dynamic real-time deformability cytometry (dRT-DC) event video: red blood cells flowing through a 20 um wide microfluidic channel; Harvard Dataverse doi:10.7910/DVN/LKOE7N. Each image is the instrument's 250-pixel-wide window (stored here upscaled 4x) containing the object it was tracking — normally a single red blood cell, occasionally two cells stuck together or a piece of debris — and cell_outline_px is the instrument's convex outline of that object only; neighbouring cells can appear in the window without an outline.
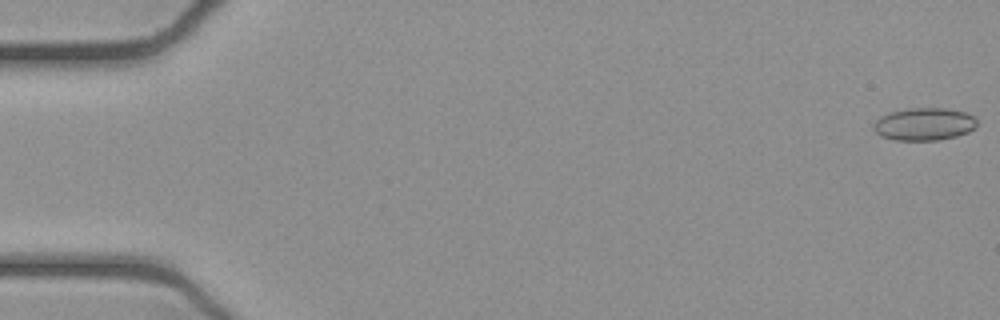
{"species": "common noctule bat (a hibernating species)", "species_latin": "Nyctalus noctula", "temperature_condition": "cold", "stored_images_in_passage": 52, "camera_frame_rate_fps": 3000, "um_per_image_px": 0.085, "animal": {"sex": "female", "body_mass_g": 21.9}, "frame": {"image": 1, "passage_image": 1, "time_ms": 0.0, "image_size_px": [1000, 320], "cell_outline_px": [[976, 128], [968, 132], [956, 136], [936, 140], [896, 140], [880, 136], [872, 128], [872, 124], [880, 116], [892, 112], [912, 108], [944, 108], [968, 112], [976, 116]], "centroid_in_image_um": [78.57, 10.55], "position_along_channel_um": 6.4, "area_um2": 19.77}}
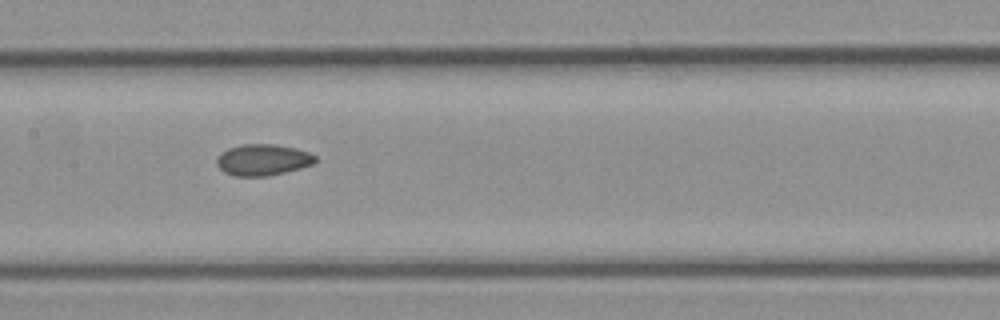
{"frame": {"image": 2, "passage_image": 26, "time_ms": 8.333, "image_size_px": [1000, 320], "cell_outline_px": [[316, 164], [268, 176], [232, 176], [224, 172], [216, 164], [216, 160], [220, 152], [228, 148], [244, 144], [272, 144], [296, 148], [308, 152], [316, 156]], "centroid_in_image_um": [22.33, 13.59], "position_along_channel_um": 185.1, "area_um2": 18.09}}
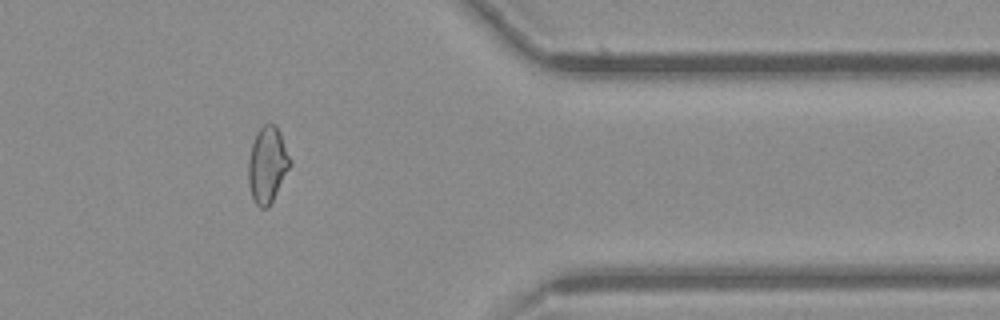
{"frame": {"image": 3, "passage_image": 43, "time_ms": 14.0, "image_size_px": [1000, 320], "cell_outline_px": [[292, 164], [268, 208], [260, 208], [256, 204], [252, 196], [248, 184], [248, 160], [252, 144], [256, 132], [264, 124], [276, 124], [280, 132], [292, 160]], "centroid_in_image_um": [22.74, 13.99], "position_along_channel_um": 388.7, "area_um2": 18.61}, "authors_computed_cell_mechanics": {"area_um2": 18.5827, "velocity_mm_per_s": 3.9343, "shape_relaxation_time_tau1_ms": null, "shape_relaxation_time_tau2_ms": 3.0445, "deformation_change_tau1": null, "deformation_change_tau2": 0.0807}}